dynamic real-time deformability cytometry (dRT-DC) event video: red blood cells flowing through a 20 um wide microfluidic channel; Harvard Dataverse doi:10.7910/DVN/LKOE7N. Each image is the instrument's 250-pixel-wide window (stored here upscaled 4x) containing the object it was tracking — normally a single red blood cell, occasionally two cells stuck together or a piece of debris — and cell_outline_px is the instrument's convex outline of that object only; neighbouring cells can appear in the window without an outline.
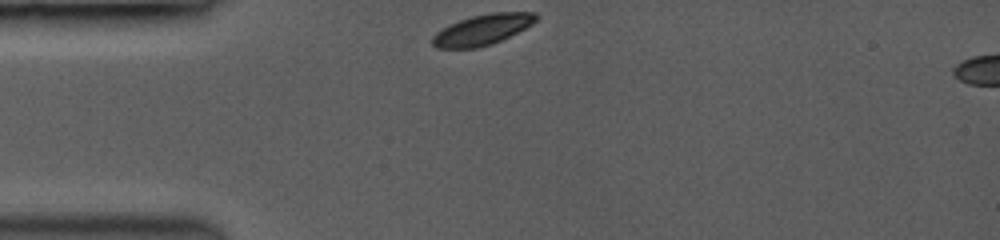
{"species": "common noctule bat (a hibernating species)", "species_latin": "Nyctalus noctula", "temperature_condition": "room temperature", "stored_images_in_passage": 37, "camera_frame_rate_fps": 3500, "um_per_image_px": 0.085, "animal": {"sex": "female", "body_mass_g": 19.0, "forearm_length_mm": 53.3}, "frame": {"image": 1, "passage_image": 1, "time_ms": 0.0, "image_size_px": [1000, 240], "cell_outline_px": [[540, 16], [532, 24], [492, 44], [476, 48], [436, 48], [432, 44], [432, 36], [436, 32], [448, 24], [472, 16], [492, 12], [536, 12]], "centroid_in_image_um": [40.99, 2.51], "position_along_channel_um": 44.0, "area_um2": 18.38}}
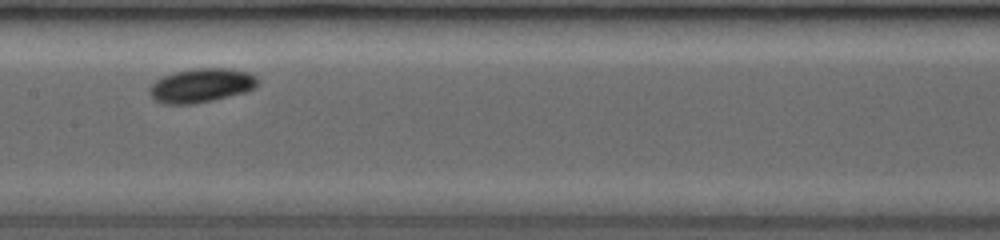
{"frame": {"image": 2, "passage_image": 16, "time_ms": 4.286, "image_size_px": [1000, 240], "cell_outline_px": [[256, 84], [252, 88], [244, 92], [208, 100], [188, 104], [168, 104], [156, 100], [152, 96], [148, 88], [156, 80], [164, 76], [176, 72], [192, 68], [232, 68], [248, 72], [256, 76]], "centroid_in_image_um": [17.09, 7.23], "position_along_channel_um": 190.3, "area_um2": 20.87}}
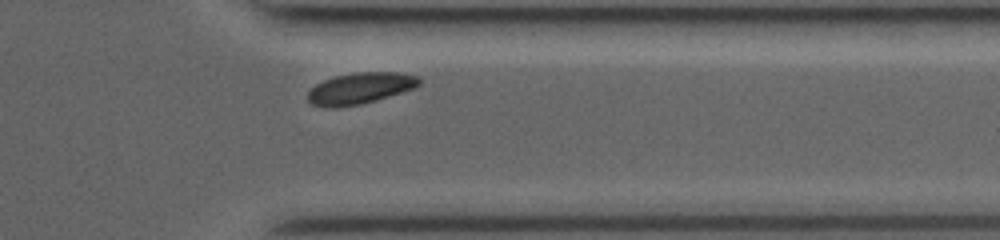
{"frame": {"image": 3, "passage_image": 33, "time_ms": 9.143, "image_size_px": [1000, 240], "cell_outline_px": [[420, 84], [416, 88], [376, 100], [360, 104], [336, 108], [324, 108], [312, 104], [308, 100], [308, 92], [316, 84], [324, 80], [336, 76], [356, 72], [396, 72], [416, 76], [420, 80]], "centroid_in_image_um": [30.6, 7.51], "position_along_channel_um": 380.8, "area_um2": 20.29}, "authors_computed_cell_mechanics": {"area_um2": 20.0566, "velocity_mm_per_s": 3.8928, "shape_relaxation_time_tau1_ms": 1.5149, "shape_relaxation_time_tau2_ms": null, "deformation_change_tau1": 0.0829, "deformation_change_tau2": null}}